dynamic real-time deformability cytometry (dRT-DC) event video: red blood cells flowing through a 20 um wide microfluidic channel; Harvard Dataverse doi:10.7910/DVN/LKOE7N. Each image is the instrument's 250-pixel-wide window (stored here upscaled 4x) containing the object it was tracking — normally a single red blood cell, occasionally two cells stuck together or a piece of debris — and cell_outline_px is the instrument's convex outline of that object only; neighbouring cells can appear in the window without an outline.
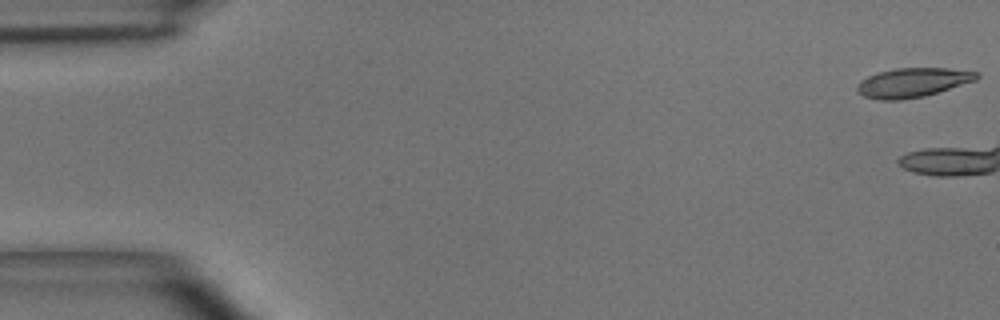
{"species": "common noctule bat (a hibernating species)", "species_latin": "Nyctalus noctula", "temperature_condition": "room temperature", "stored_images_in_passage": 2, "camera_frame_rate_fps": 3000, "um_per_image_px": 0.085, "animal": {"sex": "male", "body_mass_g": 15.6}, "frame": {"image": 1, "passage_image": 1, "time_ms": 0.0, "image_size_px": [1000, 320], "cell_outline_px": [[980, 76], [976, 80], [924, 96], [900, 100], [880, 100], [864, 96], [856, 92], [856, 84], [860, 80], [868, 76], [880, 72], [896, 68], [948, 68], [980, 72]], "centroid_in_image_um": [77.56, 7.01], "position_along_channel_um": 7.4, "area_um2": 20.4}}